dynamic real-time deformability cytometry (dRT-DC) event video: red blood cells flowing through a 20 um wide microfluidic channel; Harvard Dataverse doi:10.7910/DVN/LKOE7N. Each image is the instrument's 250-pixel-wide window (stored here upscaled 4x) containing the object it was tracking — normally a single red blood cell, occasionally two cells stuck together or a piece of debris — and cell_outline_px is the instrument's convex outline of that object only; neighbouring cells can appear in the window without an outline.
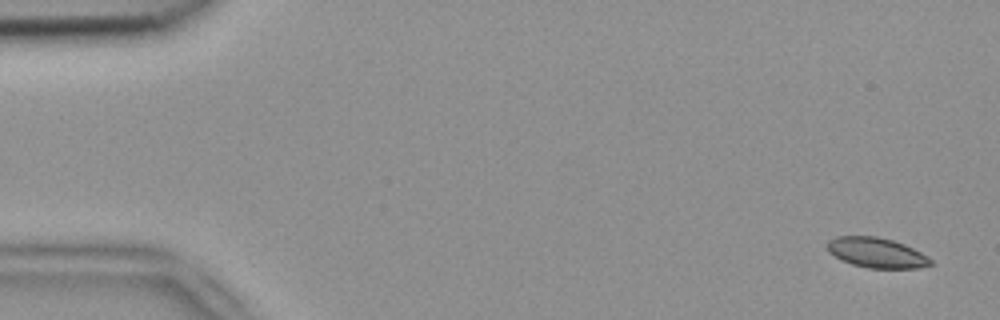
{"species": "common noctule bat (a hibernating species)", "species_latin": "Nyctalus noctula", "temperature_condition": "room temperature", "stored_images_in_passage": 5, "camera_frame_rate_fps": 3000, "um_per_image_px": 0.085, "animal": {"sex": "female", "body_mass_g": 18.4}, "frame": {"image": 1, "passage_image": 1, "time_ms": 0.0, "image_size_px": [1000, 320], "cell_outline_px": [[936, 264], [916, 268], [868, 268], [852, 264], [840, 260], [828, 252], [828, 240], [836, 236], [876, 236], [892, 240], [904, 244], [928, 256]], "centroid_in_image_um": [74.51, 21.48], "position_along_channel_um": 10.5, "area_um2": 18.21}}
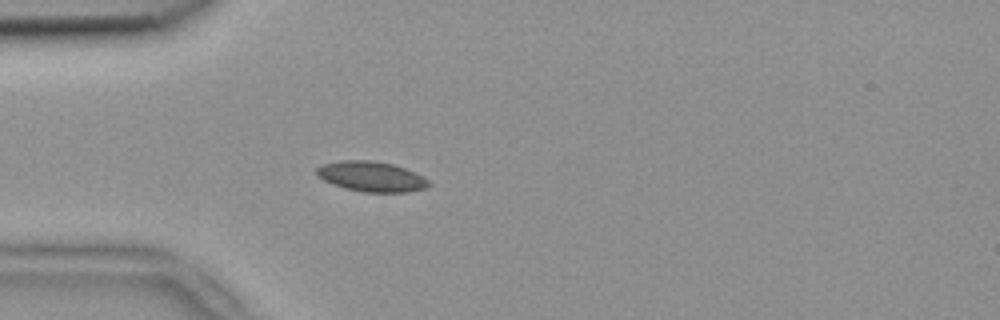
{"frame": {"image": 2, "passage_image": 5, "time_ms": 1.333, "image_size_px": [1000, 320], "cell_outline_px": [[432, 184], [424, 188], [408, 192], [364, 192], [344, 188], [332, 184], [324, 180], [316, 172], [316, 168], [324, 164], [340, 160], [368, 160], [392, 164], [404, 168], [424, 176]], "centroid_in_image_um": [31.58, 15.01], "position_along_channel_um": 53.4, "area_um2": 19.59}}